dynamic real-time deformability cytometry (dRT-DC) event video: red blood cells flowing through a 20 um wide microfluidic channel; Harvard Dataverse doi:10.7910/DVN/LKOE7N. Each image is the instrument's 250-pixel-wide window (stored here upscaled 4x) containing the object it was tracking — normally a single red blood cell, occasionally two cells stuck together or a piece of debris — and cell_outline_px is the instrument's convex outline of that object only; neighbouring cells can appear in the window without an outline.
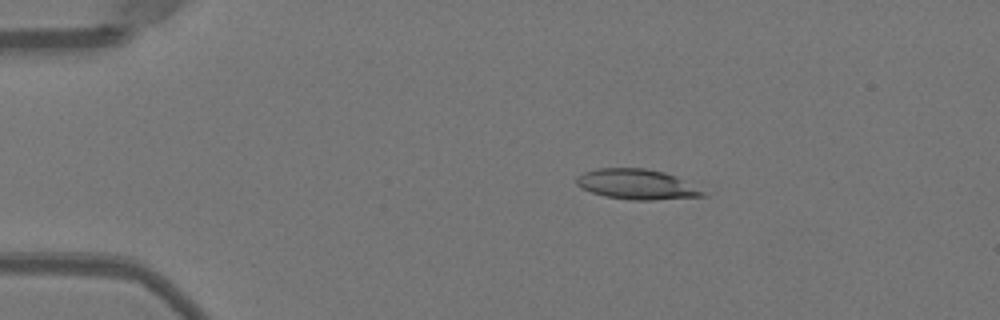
{"species": "Egyptian fruit bat (a non-hibernating species)", "species_latin": "Rousettus aegyptiacus", "temperature_condition": "warm", "stored_images_in_passage": 51, "camera_frame_rate_fps": 3000, "um_per_image_px": 0.085, "animal": {"sex": "female"}, "frame": {"image": 1, "passage_image": 10, "time_ms": 3.0, "image_size_px": [1000, 320], "cell_outline_px": [[708, 196], [652, 200], [632, 200], [604, 196], [580, 188], [576, 184], [576, 176], [584, 172], [596, 168], [648, 168], [664, 172], [676, 176], [704, 192]], "centroid_in_image_um": [54.08, 15.66], "position_along_channel_um": 30.9, "area_um2": 22.25}}
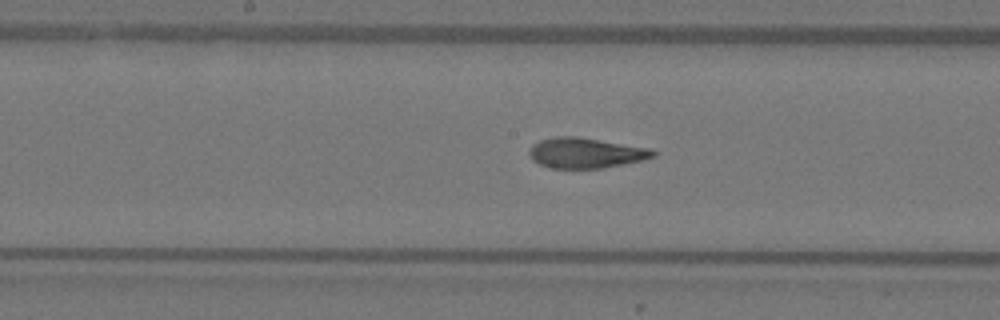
{"frame": {"image": 2, "passage_image": 27, "time_ms": 8.667, "image_size_px": [1000, 320], "cell_outline_px": [[660, 152], [656, 156], [644, 160], [600, 168], [552, 168], [540, 164], [532, 160], [528, 152], [532, 144], [540, 140], [556, 136], [576, 136], [652, 148]], "centroid_in_image_um": [49.83, 12.99], "position_along_channel_um": 198.4, "area_um2": 22.08}}
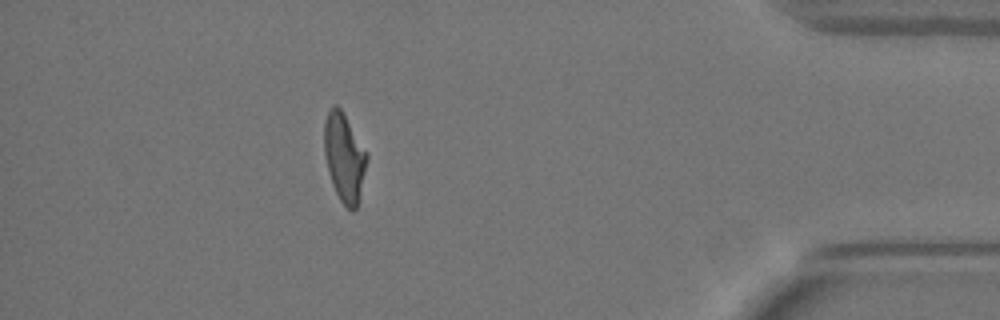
{"frame": {"image": 3, "passage_image": 46, "time_ms": 15.0, "image_size_px": [1000, 320], "cell_outline_px": [[368, 156], [356, 208], [352, 212], [340, 200], [332, 184], [328, 172], [324, 152], [324, 124], [328, 112], [332, 104], [336, 104], [340, 108], [368, 152]], "centroid_in_image_um": [29.25, 13.35], "position_along_channel_um": 405.9, "area_um2": 21.73}, "authors_computed_cell_mechanics": {"area_um2": 22.253, "velocity_mm_per_s": 3.9853, "shape_relaxation_time_tau1_ms": 5.439, "shape_relaxation_time_tau2_ms": 1.2064, "deformation_change_tau1": 0.2456, "deformation_change_tau2": 0.0959}}